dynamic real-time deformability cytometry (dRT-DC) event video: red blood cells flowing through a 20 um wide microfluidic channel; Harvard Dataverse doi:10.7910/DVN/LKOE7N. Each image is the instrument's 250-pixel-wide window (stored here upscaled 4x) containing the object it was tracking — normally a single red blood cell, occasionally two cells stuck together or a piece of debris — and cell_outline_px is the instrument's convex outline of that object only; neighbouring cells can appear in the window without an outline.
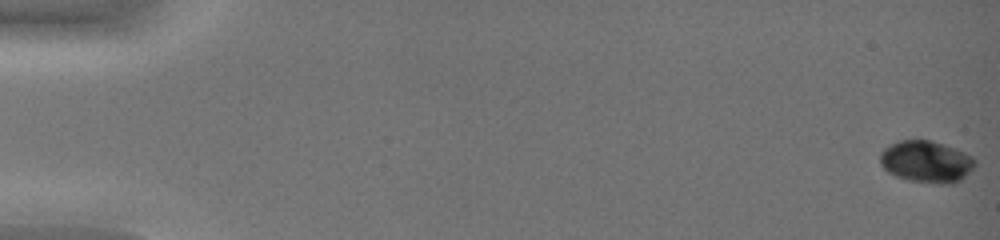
{"species": "common noctule bat (a hibernating species)", "species_latin": "Nyctalus noctula", "temperature_condition": "warm", "stored_images_in_passage": 48, "camera_frame_rate_fps": 3000, "um_per_image_px": 0.085, "animal": {"sex": "female", "body_mass_g": 19.0, "forearm_length_mm": 51.5}, "frame": {"image": 1, "passage_image": 1, "time_ms": 0.0, "image_size_px": [1000, 240], "cell_outline_px": [[976, 164], [960, 180], [952, 184], [936, 184], [908, 180], [896, 176], [888, 172], [880, 164], [880, 152], [884, 148], [900, 140], [932, 140], [944, 144], [964, 152], [972, 156], [976, 160]], "centroid_in_image_um": [78.73, 13.74], "position_along_channel_um": 6.3, "area_um2": 23.18}}
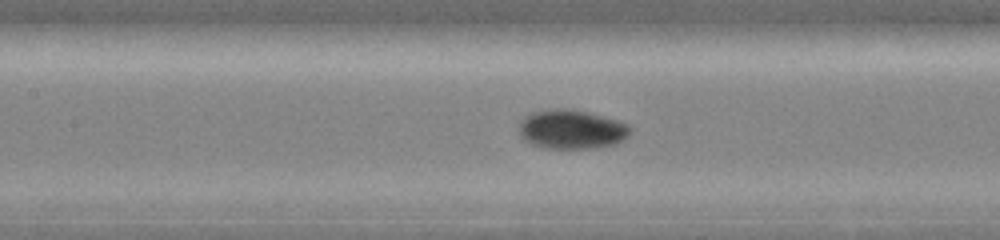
{"frame": {"image": 2, "passage_image": 25, "time_ms": 8.0, "image_size_px": [1000, 240], "cell_outline_px": [[632, 132], [624, 140], [616, 144], [596, 148], [544, 148], [532, 144], [524, 140], [520, 136], [520, 124], [524, 116], [528, 112], [552, 108], [568, 108], [588, 112], [620, 120], [628, 124], [632, 128]], "centroid_in_image_um": [48.61, 10.98], "position_along_channel_um": 158.8, "area_um2": 25.89}}
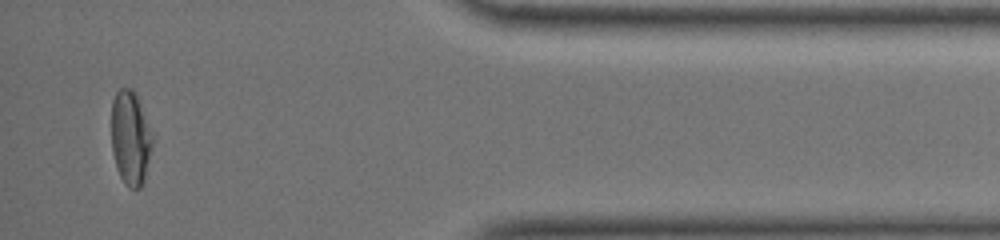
{"frame": {"image": 3, "passage_image": 46, "time_ms": 15.0, "image_size_px": [1000, 240], "cell_outline_px": [[152, 148], [144, 184], [140, 188], [128, 188], [124, 184], [116, 168], [112, 152], [112, 100], [116, 92], [120, 88], [132, 88], [136, 92], [152, 136]], "centroid_in_image_um": [11.08, 11.76], "position_along_channel_um": 424.1, "area_um2": 22.66}, "authors_computed_cell_mechanics": {"area_um2": 23.3223, "velocity_mm_per_s": 4.225, "shape_relaxation_time_tau1_ms": 7.6806, "shape_relaxation_time_tau2_ms": 2.0991, "deformation_change_tau1": 0.2204, "deformation_change_tau2": 0.035}}